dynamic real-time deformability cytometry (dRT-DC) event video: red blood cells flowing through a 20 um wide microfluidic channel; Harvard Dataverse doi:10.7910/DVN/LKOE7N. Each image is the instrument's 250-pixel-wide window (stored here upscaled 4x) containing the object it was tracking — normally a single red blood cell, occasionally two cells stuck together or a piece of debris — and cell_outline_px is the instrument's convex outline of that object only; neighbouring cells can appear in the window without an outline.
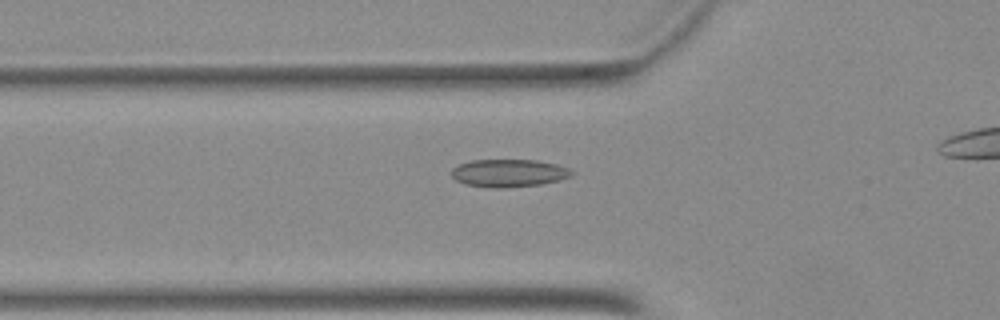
{"species": "Egyptian fruit bat (a non-hibernating species)", "species_latin": "Rousettus aegyptiacus", "temperature_condition": "warm", "stored_images_in_passage": 31, "camera_frame_rate_fps": 3000, "um_per_image_px": 0.085, "animal": {"sex": "female"}, "frame": {"image": 1, "passage_image": 7, "time_ms": 2.0, "image_size_px": [1000, 320], "cell_outline_px": [[576, 172], [572, 176], [560, 180], [540, 184], [504, 188], [496, 188], [464, 184], [456, 180], [452, 176], [452, 168], [460, 164], [472, 160], [536, 160], [556, 164], [568, 168]], "centroid_in_image_um": [43.27, 14.71], "position_along_channel_um": 82.5, "area_um2": 19.42}}
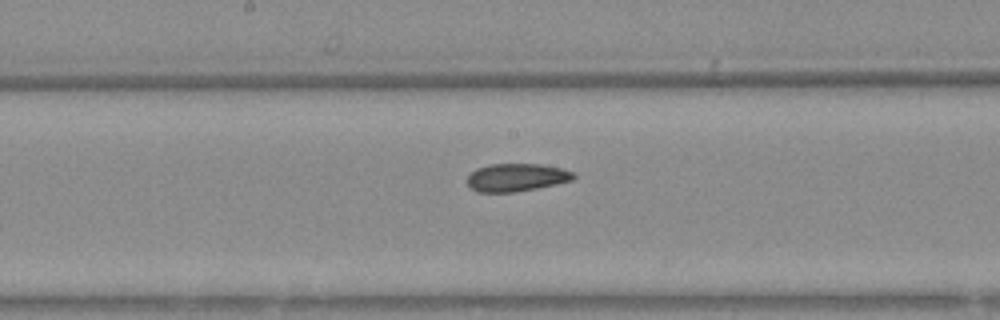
{"frame": {"image": 2, "passage_image": 16, "time_ms": 5.0, "image_size_px": [1000, 320], "cell_outline_px": [[576, 176], [572, 180], [556, 184], [516, 192], [476, 192], [468, 184], [468, 176], [476, 168], [488, 164], [540, 164], [564, 168], [572, 172]], "centroid_in_image_um": [43.91, 15.07], "position_along_channel_um": 204.3, "area_um2": 17.28}}
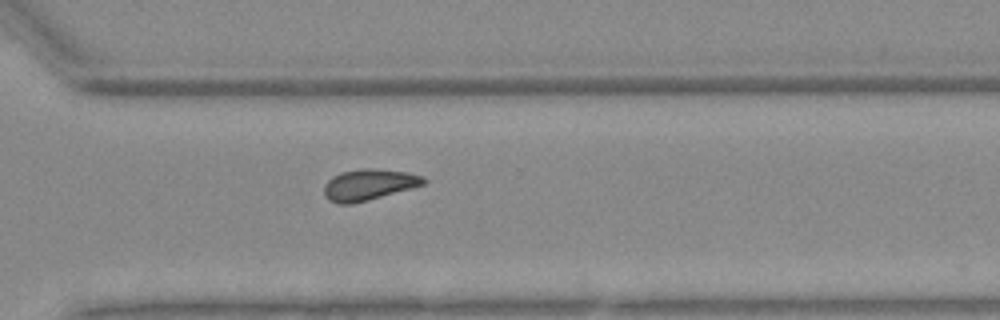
{"frame": {"image": 3, "passage_image": 26, "time_ms": 8.333, "image_size_px": [1000, 320], "cell_outline_px": [[424, 184], [412, 188], [368, 200], [352, 204], [340, 204], [328, 200], [324, 192], [324, 184], [332, 176], [340, 172], [360, 168], [372, 168], [408, 172], [424, 176]], "centroid_in_image_um": [31.32, 15.69], "position_along_channel_um": 339.3, "area_um2": 18.09}}